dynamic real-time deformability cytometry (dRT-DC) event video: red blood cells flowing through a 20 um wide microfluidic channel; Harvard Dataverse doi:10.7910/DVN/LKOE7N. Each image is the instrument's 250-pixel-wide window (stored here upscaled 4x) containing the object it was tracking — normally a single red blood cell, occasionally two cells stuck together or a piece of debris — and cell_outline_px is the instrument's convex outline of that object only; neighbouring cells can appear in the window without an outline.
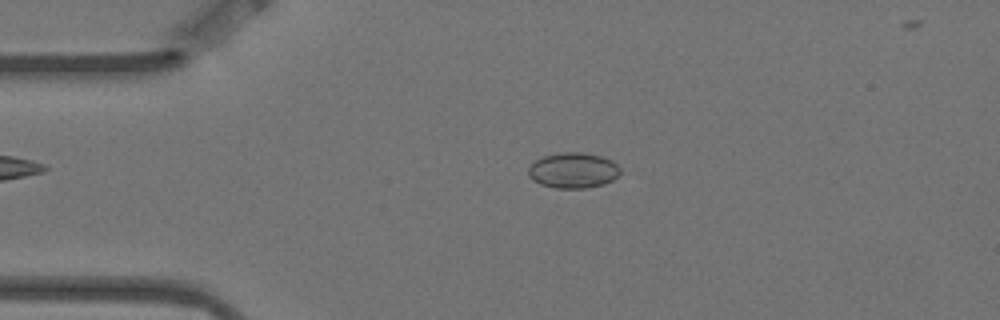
{"species": "Egyptian fruit bat (a non-hibernating species)", "species_latin": "Rousettus aegyptiacus", "temperature_condition": "warm", "stored_images_in_passage": 4, "camera_frame_rate_fps": 3000, "um_per_image_px": 0.085, "animal": {"sex": "female"}, "frame": {"image": 1, "passage_image": 3, "time_ms": 0.667, "image_size_px": [1000, 320], "cell_outline_px": [[620, 172], [612, 180], [604, 184], [584, 188], [556, 188], [540, 184], [532, 180], [528, 176], [528, 168], [536, 160], [544, 156], [564, 152], [580, 152], [600, 156], [612, 160], [620, 168]], "centroid_in_image_um": [48.7, 14.49], "position_along_channel_um": 36.3, "area_um2": 18.9}}
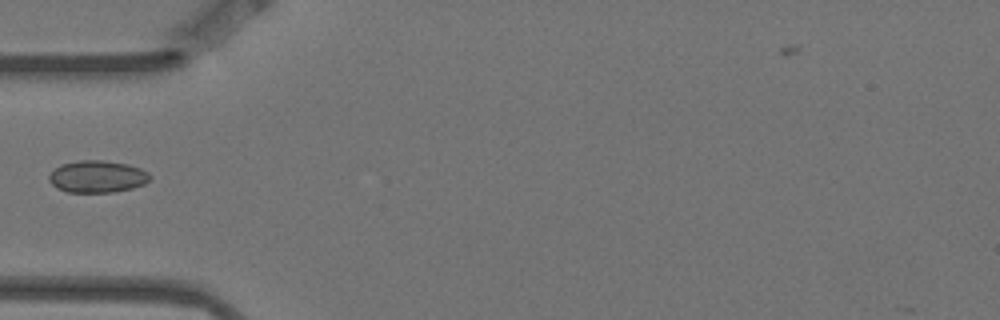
{"frame": {"image": 2, "passage_image": 4, "time_ms": 1.0, "image_size_px": [1000, 320], "cell_outline_px": [[152, 176], [144, 184], [132, 188], [112, 192], [68, 192], [56, 188], [48, 180], [48, 176], [60, 164], [80, 160], [104, 160], [128, 164], [140, 168], [148, 172]], "centroid_in_image_um": [8.27, 15.0], "position_along_channel_um": 76.7, "area_um2": 18.9}}